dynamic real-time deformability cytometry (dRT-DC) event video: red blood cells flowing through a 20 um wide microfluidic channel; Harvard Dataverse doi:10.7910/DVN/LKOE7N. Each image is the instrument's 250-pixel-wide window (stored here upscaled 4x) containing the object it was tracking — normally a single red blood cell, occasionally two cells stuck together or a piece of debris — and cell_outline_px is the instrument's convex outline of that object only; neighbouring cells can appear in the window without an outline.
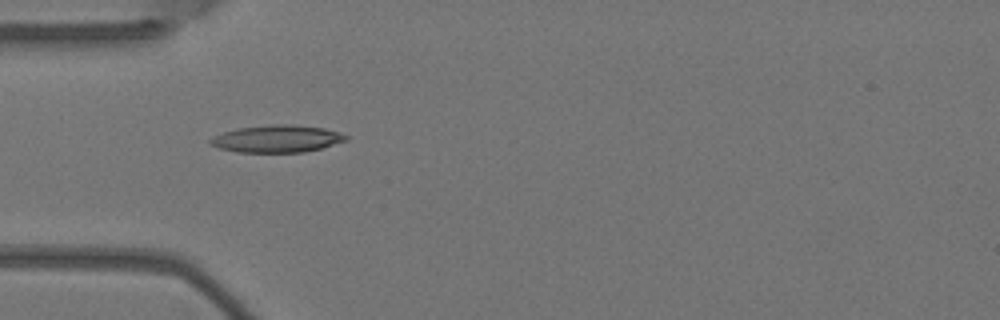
{"species": "Egyptian fruit bat (a non-hibernating species)", "species_latin": "Rousettus aegyptiacus", "temperature_condition": "warm", "stored_images_in_passage": 2, "camera_frame_rate_fps": 3000, "um_per_image_px": 0.085, "animal": {"sex": "female"}, "frame": {"image": 1, "passage_image": 1, "time_ms": 0.0, "image_size_px": [1000, 320], "cell_outline_px": [[348, 140], [320, 148], [304, 152], [236, 152], [220, 148], [208, 144], [208, 140], [212, 136], [224, 132], [240, 128], [272, 124], [292, 124], [324, 128], [340, 132], [348, 136]], "centroid_in_image_um": [23.53, 11.79], "position_along_channel_um": 61.5, "area_um2": 21.56}}
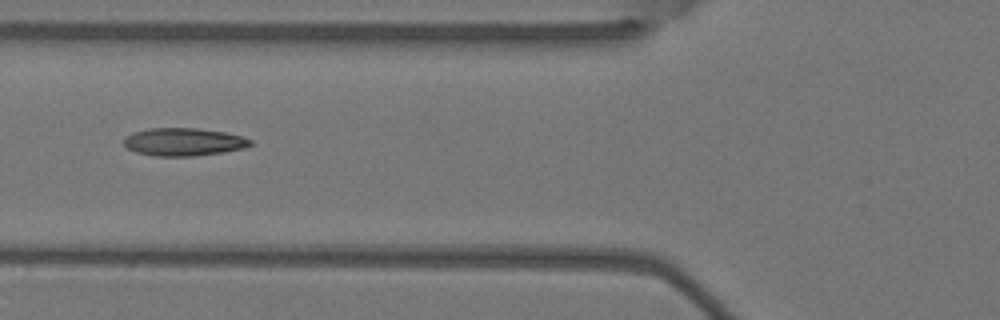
{"frame": {"image": 2, "passage_image": 2, "time_ms": 0.333, "image_size_px": [1000, 320], "cell_outline_px": [[252, 144], [244, 148], [224, 152], [192, 156], [156, 156], [136, 152], [128, 148], [124, 144], [124, 136], [132, 132], [148, 128], [196, 128], [224, 132], [240, 136], [252, 140]], "centroid_in_image_um": [15.58, 12.06], "position_along_channel_um": 110.2, "area_um2": 20.52}}